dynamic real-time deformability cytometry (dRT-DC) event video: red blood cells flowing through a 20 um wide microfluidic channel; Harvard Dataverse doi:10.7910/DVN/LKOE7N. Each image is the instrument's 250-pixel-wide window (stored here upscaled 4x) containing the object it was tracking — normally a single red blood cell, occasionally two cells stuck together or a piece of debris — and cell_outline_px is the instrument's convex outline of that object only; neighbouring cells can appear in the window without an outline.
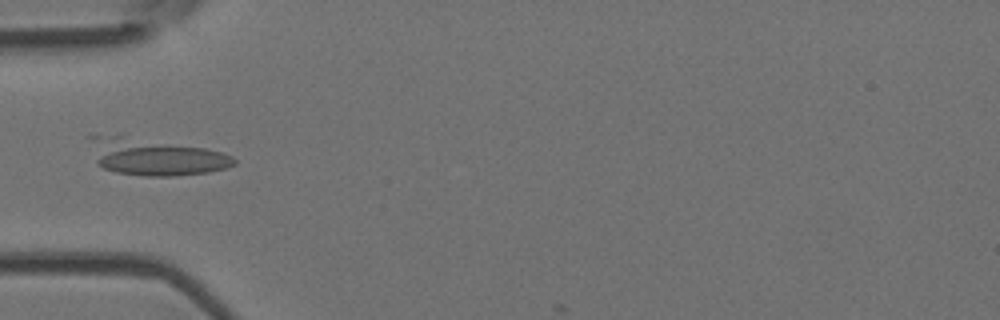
{"species": "Egyptian fruit bat (a non-hibernating species)", "species_latin": "Rousettus aegyptiacus", "temperature_condition": "room temperature", "stored_images_in_passage": 3, "camera_frame_rate_fps": 3000, "um_per_image_px": 0.085, "animal": {"sex": "female"}, "frame": {"image": 1, "passage_image": 1, "time_ms": 0.0, "image_size_px": [1000, 320], "cell_outline_px": [[236, 164], [224, 168], [208, 172], [176, 176], [144, 176], [116, 172], [104, 168], [96, 160], [112, 136], [120, 132], [204, 148], [224, 152], [232, 156], [236, 160]], "centroid_in_image_um": [13.55, 13.36], "position_along_channel_um": 71.4, "area_um2": 29.42}}